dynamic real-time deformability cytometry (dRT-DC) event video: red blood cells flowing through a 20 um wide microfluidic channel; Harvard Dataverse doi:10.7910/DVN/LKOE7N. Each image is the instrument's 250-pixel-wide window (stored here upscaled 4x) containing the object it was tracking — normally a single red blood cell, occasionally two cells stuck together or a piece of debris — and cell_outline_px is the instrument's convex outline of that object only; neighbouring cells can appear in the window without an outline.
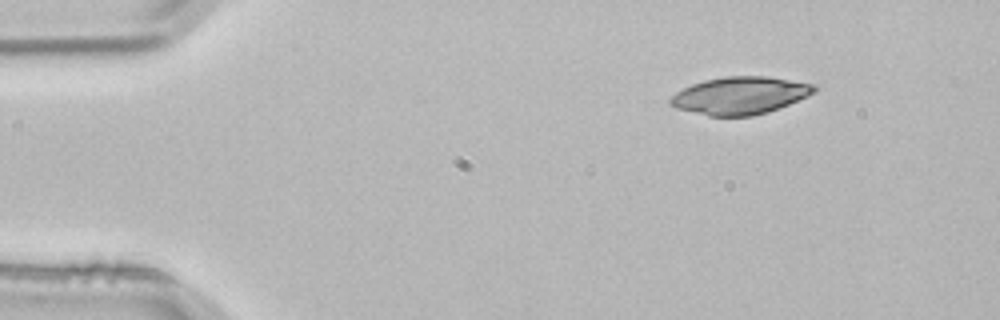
{"species": "common noctule bat (a hibernating species)", "species_latin": "Nyctalus noctula", "temperature_condition": "room temperature", "stored_images_in_passage": 3, "camera_frame_rate_fps": 3000, "um_per_image_px": 0.085, "animal": {"sex": "male", "body_mass_g": 21.5, "forearm_length_mm": 52.0}, "frame": {"image": 1, "passage_image": 1, "time_ms": 0.0, "image_size_px": [1000, 320], "cell_outline_px": [[820, 88], [816, 92], [808, 96], [780, 108], [768, 112], [752, 116], [708, 116], [676, 108], [668, 104], [668, 100], [676, 92], [692, 84], [704, 80], [724, 76], [768, 76], [816, 84]], "centroid_in_image_um": [62.94, 8.11], "position_along_channel_um": 22.1, "area_um2": 31.79}}